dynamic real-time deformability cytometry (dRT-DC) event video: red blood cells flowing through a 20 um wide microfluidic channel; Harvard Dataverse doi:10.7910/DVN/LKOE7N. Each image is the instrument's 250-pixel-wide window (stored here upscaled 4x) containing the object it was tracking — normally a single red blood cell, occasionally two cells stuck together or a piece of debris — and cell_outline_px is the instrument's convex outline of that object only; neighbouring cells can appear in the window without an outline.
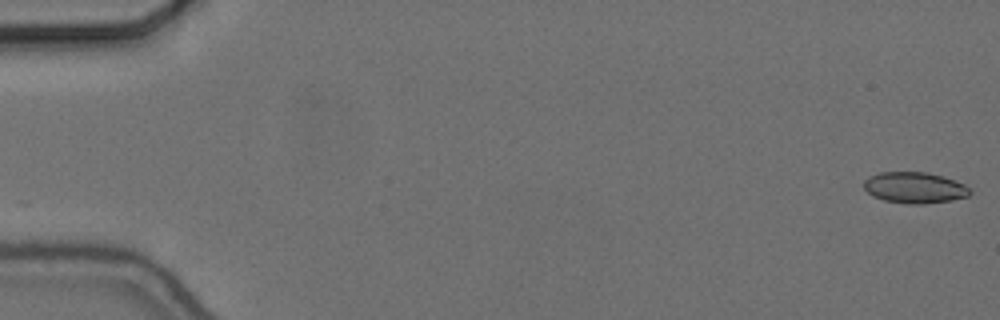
{"species": "common noctule bat (a hibernating species)", "species_latin": "Nyctalus noctula", "temperature_condition": "cold", "stored_images_in_passage": 56, "camera_frame_rate_fps": 3000, "um_per_image_px": 0.085, "animal": {"sex": "female", "body_mass_g": 24.6, "forearm_length_mm": 56.2}, "frame": {"image": 1, "passage_image": 1, "time_ms": 0.0, "image_size_px": [1000, 320], "cell_outline_px": [[972, 192], [968, 196], [952, 200], [924, 204], [908, 204], [884, 200], [872, 196], [864, 188], [864, 180], [868, 176], [880, 172], [928, 172], [964, 184]], "centroid_in_image_um": [77.71, 15.95], "position_along_channel_um": 7.3, "area_um2": 19.19}}
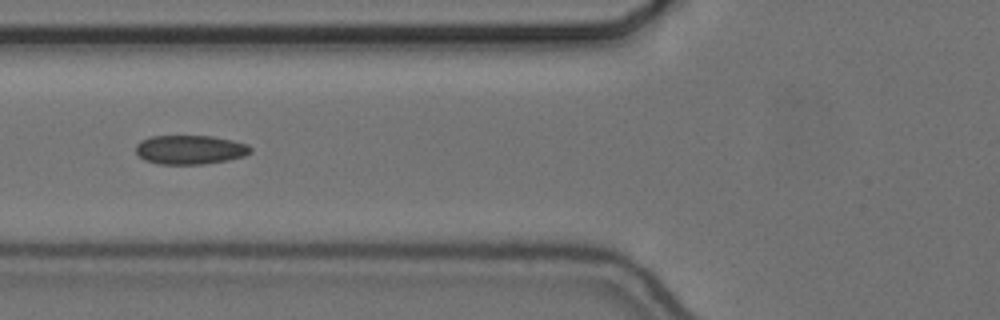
{"frame": {"image": 2, "passage_image": 22, "time_ms": 7.0, "image_size_px": [1000, 320], "cell_outline_px": [[252, 152], [244, 156], [228, 160], [204, 164], [160, 164], [144, 160], [136, 152], [136, 144], [140, 140], [152, 136], [212, 136], [232, 140], [248, 144], [252, 148]], "centroid_in_image_um": [16.17, 12.72], "position_along_channel_um": 109.6, "area_um2": 19.54}}
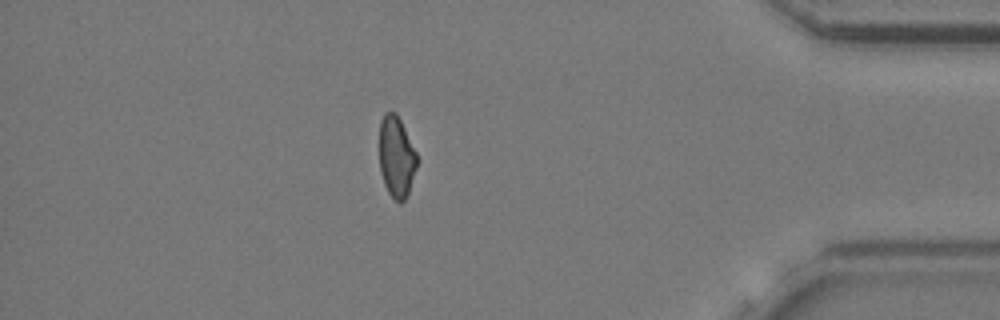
{"frame": {"image": 3, "passage_image": 49, "time_ms": 16.0, "image_size_px": [1000, 320], "cell_outline_px": [[416, 168], [408, 192], [404, 200], [400, 204], [388, 192], [384, 184], [380, 172], [380, 120], [384, 112], [396, 112], [416, 152]], "centroid_in_image_um": [33.67, 13.32], "position_along_channel_um": 401.5, "area_um2": 17.51}, "authors_computed_cell_mechanics": {"area_um2": 19.1896, "velocity_mm_per_s": 3.6715, "shape_relaxation_time_tau1_ms": 9.697, "shape_relaxation_time_tau2_ms": 2.9291, "deformation_change_tau1": 0.1392, "deformation_change_tau2": 0.0756}}